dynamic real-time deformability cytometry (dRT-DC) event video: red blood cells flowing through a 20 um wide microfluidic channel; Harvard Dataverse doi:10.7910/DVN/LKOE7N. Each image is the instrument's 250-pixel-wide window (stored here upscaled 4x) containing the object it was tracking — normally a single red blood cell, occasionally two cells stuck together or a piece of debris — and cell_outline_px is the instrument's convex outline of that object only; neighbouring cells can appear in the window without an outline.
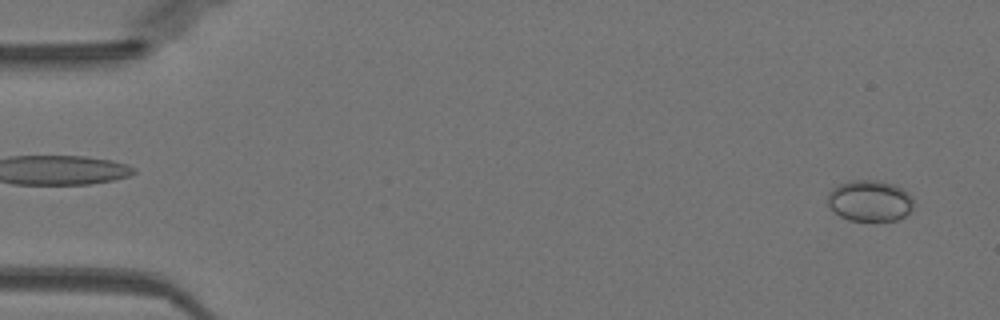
{"species": "Egyptian fruit bat (a non-hibernating species)", "species_latin": "Rousettus aegyptiacus", "temperature_condition": "warm", "stored_images_in_passage": 11, "camera_frame_rate_fps": 3000, "um_per_image_px": 0.085, "animal": {"sex": "female"}, "frame": {"image": 1, "passage_image": 1, "time_ms": 0.0, "image_size_px": [1000, 320], "cell_outline_px": [[912, 212], [896, 220], [876, 224], [848, 220], [832, 212], [828, 208], [828, 192], [832, 188], [848, 180], [880, 180], [892, 184], [900, 188], [912, 196]], "centroid_in_image_um": [73.9, 17.12], "position_along_channel_um": 11.1, "area_um2": 21.44}}